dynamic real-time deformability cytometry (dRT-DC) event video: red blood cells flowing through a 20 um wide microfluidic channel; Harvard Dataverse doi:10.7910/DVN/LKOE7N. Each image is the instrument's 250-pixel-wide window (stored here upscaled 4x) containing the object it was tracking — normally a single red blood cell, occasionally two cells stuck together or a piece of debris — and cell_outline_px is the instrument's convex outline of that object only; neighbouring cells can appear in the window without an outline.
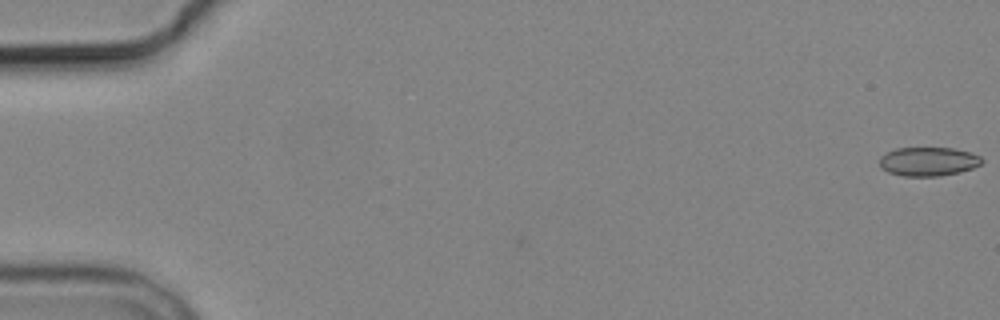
{"species": "common noctule bat (a hibernating species)", "species_latin": "Nyctalus noctula", "temperature_condition": "cold", "stored_images_in_passage": 2, "camera_frame_rate_fps": 3000, "um_per_image_px": 0.085, "animal": {"sex": "male", "body_mass_g": 19.2, "forearm_length_mm": 51.8}, "frame": {"image": 1, "passage_image": 2, "time_ms": 1.0, "image_size_px": [1000, 320], "cell_outline_px": [[984, 160], [980, 164], [972, 168], [960, 172], [940, 176], [904, 176], [888, 172], [880, 168], [880, 156], [896, 148], [952, 148], [972, 152], [980, 156]], "centroid_in_image_um": [78.91, 13.73], "position_along_channel_um": 6.1, "area_um2": 17.28}}